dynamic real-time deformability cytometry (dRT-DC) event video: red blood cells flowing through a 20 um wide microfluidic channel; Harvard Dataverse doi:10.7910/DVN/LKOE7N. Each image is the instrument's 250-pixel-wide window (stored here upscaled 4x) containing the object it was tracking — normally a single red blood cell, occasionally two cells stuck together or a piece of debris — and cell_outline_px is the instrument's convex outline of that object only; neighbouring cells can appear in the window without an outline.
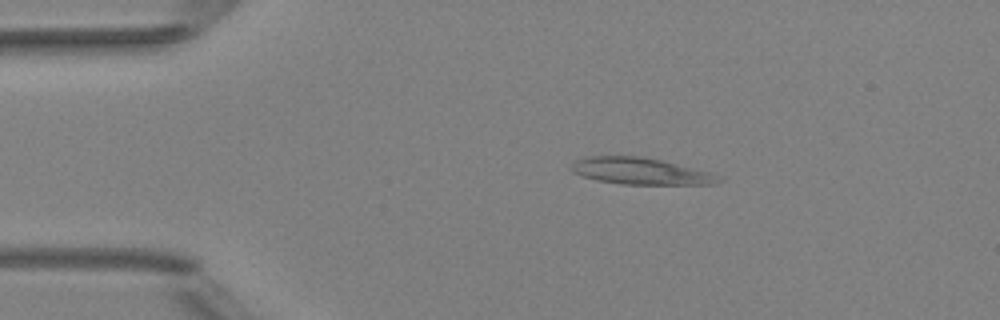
{"species": "Egyptian fruit bat (a non-hibernating species)", "species_latin": "Rousettus aegyptiacus", "temperature_condition": "room temperature", "stored_images_in_passage": 8, "camera_frame_rate_fps": 3000, "um_per_image_px": 0.085, "animal": {"sex": "female"}, "frame": {"image": 1, "passage_image": 3, "time_ms": 2.333, "image_size_px": [1000, 320], "cell_outline_px": [[724, 180], [712, 184], [620, 184], [596, 180], [572, 172], [572, 164], [576, 160], [584, 156], [640, 156], [664, 160], [712, 172], [724, 176]], "centroid_in_image_um": [54.52, 14.54], "position_along_channel_um": 30.5, "area_um2": 23.18}}
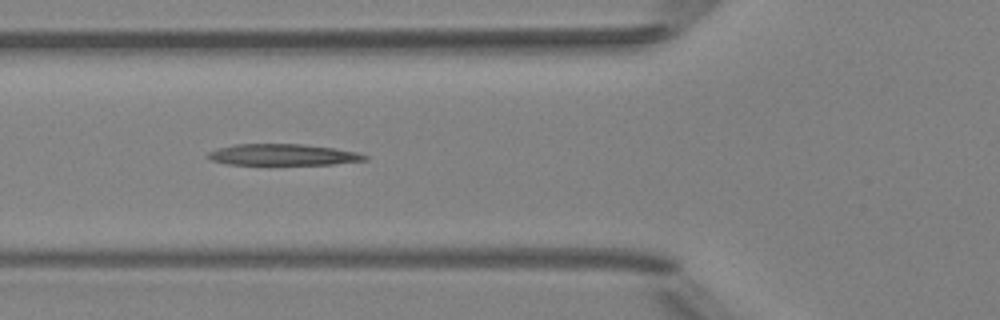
{"frame": {"image": 2, "passage_image": 5, "time_ms": 5.333, "image_size_px": [1000, 320], "cell_outline_px": [[368, 160], [332, 164], [228, 164], [212, 160], [204, 156], [208, 152], [216, 148], [236, 144], [304, 144], [332, 148], [356, 152], [368, 156]], "centroid_in_image_um": [24.01, 13.14], "position_along_channel_um": 101.8, "area_um2": 19.36}}
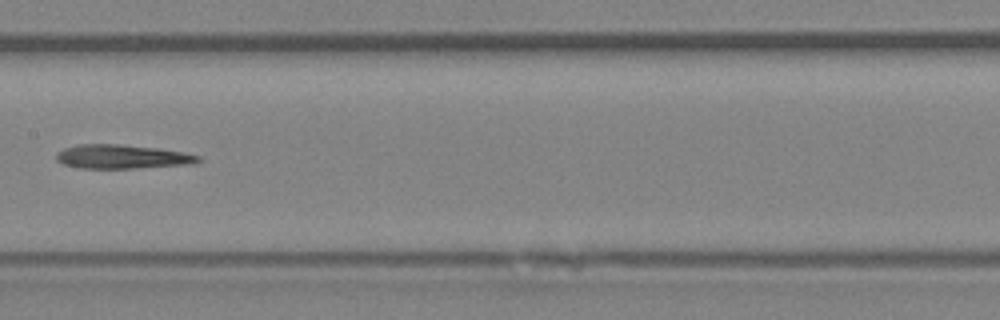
{"frame": {"image": 3, "passage_image": 7, "time_ms": 7.667, "image_size_px": [1000, 320], "cell_outline_px": [[200, 160], [196, 164], [136, 168], [80, 168], [64, 164], [56, 160], [56, 152], [64, 148], [80, 144], [116, 144], [160, 148], [184, 152], [200, 156]], "centroid_in_image_um": [10.4, 13.32], "position_along_channel_um": 197.0, "area_um2": 19.94}}